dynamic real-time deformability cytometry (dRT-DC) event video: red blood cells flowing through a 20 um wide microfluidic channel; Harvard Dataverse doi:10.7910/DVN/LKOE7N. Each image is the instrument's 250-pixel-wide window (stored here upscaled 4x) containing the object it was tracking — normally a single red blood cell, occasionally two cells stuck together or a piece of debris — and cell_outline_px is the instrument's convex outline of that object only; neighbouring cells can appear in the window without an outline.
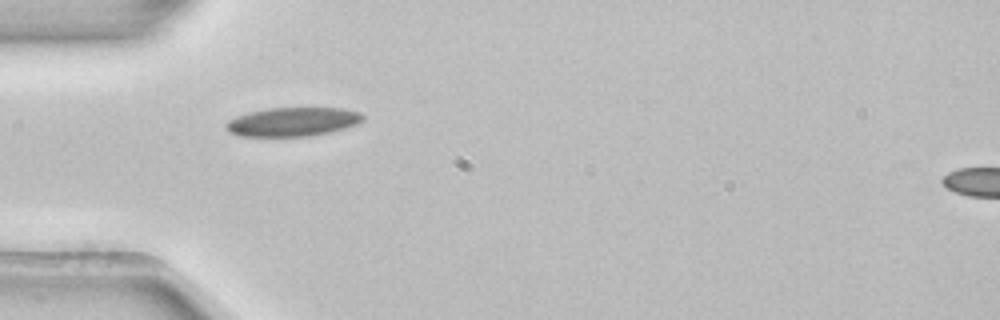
{"species": "common noctule bat (a hibernating species)", "species_latin": "Nyctalus noctula", "temperature_condition": "room temperature", "stored_images_in_passage": 2, "camera_frame_rate_fps": 3000, "um_per_image_px": 0.085, "animal": {"sex": "female", "body_mass_g": 22.7, "forearm_length_mm": 54.2}, "frame": {"image": 1, "passage_image": 1, "time_ms": 0.0, "image_size_px": [1000, 320], "cell_outline_px": [[364, 120], [356, 124], [344, 128], [312, 136], [240, 136], [228, 132], [224, 124], [228, 120], [236, 116], [248, 112], [268, 108], [340, 108], [360, 112], [364, 116]], "centroid_in_image_um": [24.85, 10.35], "position_along_channel_um": 60.2, "area_um2": 23.06}}